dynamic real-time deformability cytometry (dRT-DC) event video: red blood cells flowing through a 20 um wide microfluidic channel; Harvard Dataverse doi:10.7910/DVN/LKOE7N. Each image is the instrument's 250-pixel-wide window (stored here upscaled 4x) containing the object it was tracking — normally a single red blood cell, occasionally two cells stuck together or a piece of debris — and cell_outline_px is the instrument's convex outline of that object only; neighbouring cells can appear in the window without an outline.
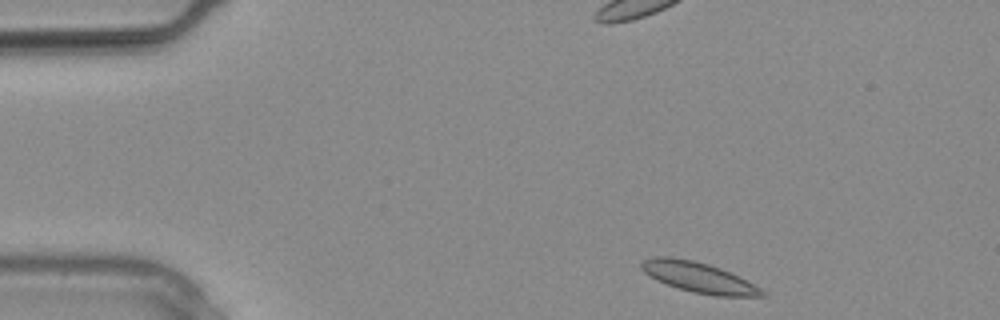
{"species": "common noctule bat (a hibernating species)", "species_latin": "Nyctalus noctula", "temperature_condition": "warm", "stored_images_in_passage": 7, "camera_frame_rate_fps": 3000, "um_per_image_px": 0.085, "animal": {"sex": "male", "body_mass_g": 20.4}, "frame": {"image": 1, "passage_image": 1, "time_ms": 0.0, "image_size_px": [1000, 320], "cell_outline_px": [[768, 296], [716, 296], [692, 292], [656, 280], [644, 272], [640, 268], [640, 264], [644, 260], [652, 256], [672, 256], [692, 260], [708, 264], [720, 268], [768, 292]], "centroid_in_image_um": [59.35, 23.57], "position_along_channel_um": 25.6, "area_um2": 21.1}}
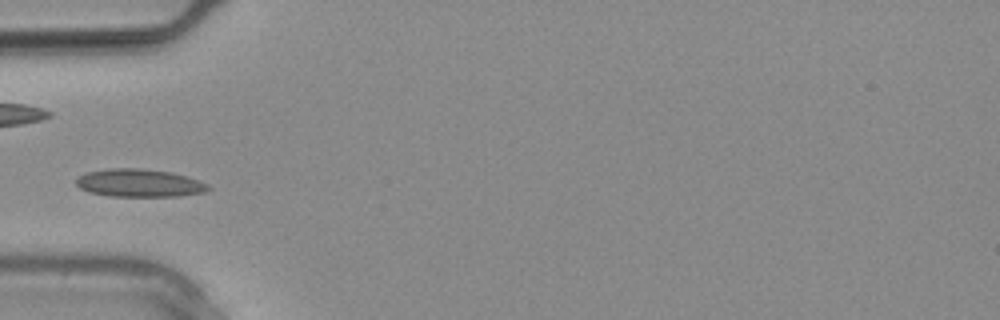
{"frame": {"image": 2, "passage_image": 6, "time_ms": 1.667, "image_size_px": [1000, 320], "cell_outline_px": [[212, 188], [204, 192], [180, 196], [108, 196], [88, 192], [80, 188], [76, 184], [76, 180], [84, 172], [108, 168], [140, 168], [172, 172], [188, 176], [200, 180], [208, 184]], "centroid_in_image_um": [11.85, 15.55], "position_along_channel_um": 73.1, "area_um2": 21.73}}